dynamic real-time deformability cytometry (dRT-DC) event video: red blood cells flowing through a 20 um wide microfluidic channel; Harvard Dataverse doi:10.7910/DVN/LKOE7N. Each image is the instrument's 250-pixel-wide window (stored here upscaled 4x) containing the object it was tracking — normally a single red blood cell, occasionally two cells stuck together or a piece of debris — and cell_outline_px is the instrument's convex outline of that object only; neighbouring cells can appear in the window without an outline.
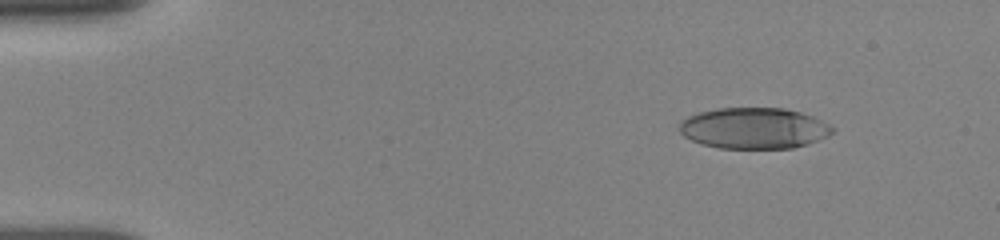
{"species": "human", "species_latin": "Homo sapiens", "temperature_condition": "room temperature", "stored_images_in_passage": 4, "camera_frame_rate_fps": 3000, "um_per_image_px": 0.085, "donor": {"sex": "female"}, "frame": {"image": 1, "passage_image": 1, "time_ms": 0.0, "image_size_px": [1000, 240], "cell_outline_px": [[836, 132], [828, 136], [808, 144], [792, 148], [720, 148], [704, 144], [692, 140], [684, 136], [680, 132], [680, 120], [688, 116], [700, 112], [716, 108], [784, 108], [800, 112], [812, 116], [836, 128]], "centroid_in_image_um": [64.11, 10.89], "position_along_channel_um": 20.9, "area_um2": 36.65}}
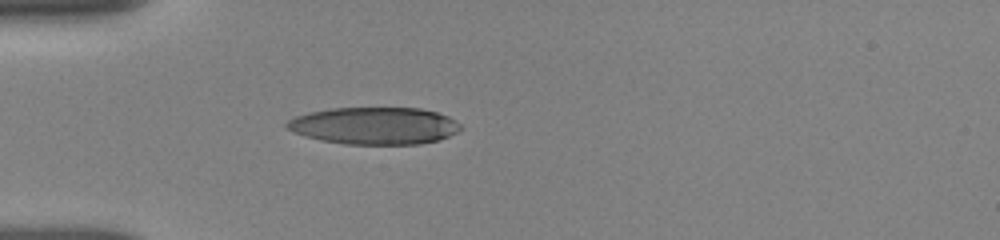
{"frame": {"image": 2, "passage_image": 4, "time_ms": 3.0, "image_size_px": [1000, 240], "cell_outline_px": [[464, 128], [440, 140], [420, 144], [344, 144], [320, 140], [304, 136], [292, 132], [284, 128], [284, 124], [288, 120], [296, 116], [308, 112], [332, 108], [420, 108], [436, 112], [448, 116], [456, 120]], "centroid_in_image_um": [31.8, 10.69], "position_along_channel_um": 53.2, "area_um2": 37.97}}